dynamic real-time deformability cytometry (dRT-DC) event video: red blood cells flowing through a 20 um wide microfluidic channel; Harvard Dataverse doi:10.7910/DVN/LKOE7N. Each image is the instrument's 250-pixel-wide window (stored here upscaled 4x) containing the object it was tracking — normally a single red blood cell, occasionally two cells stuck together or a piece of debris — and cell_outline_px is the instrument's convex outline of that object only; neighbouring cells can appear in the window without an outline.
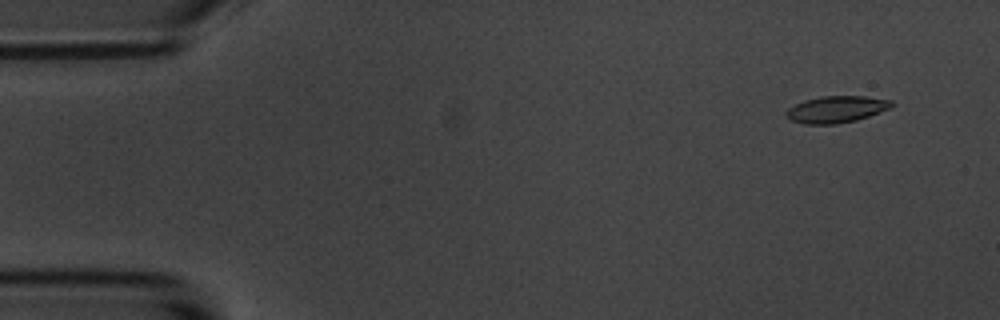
{"species": "common noctule bat (a hibernating species)", "species_latin": "Nyctalus noctula", "temperature_condition": "room temperature", "stored_images_in_passage": 55, "camera_frame_rate_fps": 3000, "um_per_image_px": 0.085, "animal": {"sex": "male", "body_mass_g": 20.1, "forearm_length_mm": 53.5}, "frame": {"image": 1, "passage_image": 4, "time_ms": 1.0, "image_size_px": [1000, 320], "cell_outline_px": [[892, 108], [856, 120], [836, 124], [804, 124], [792, 120], [784, 116], [784, 112], [788, 108], [804, 100], [820, 96], [864, 96], [892, 100]], "centroid_in_image_um": [71.07, 9.29], "position_along_channel_um": 13.9, "area_um2": 16.47}}
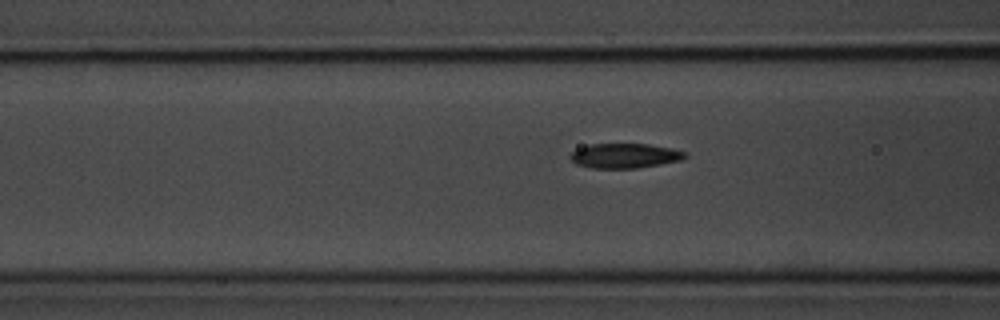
{"frame": {"image": 2, "passage_image": 21, "time_ms": 6.667, "image_size_px": [1000, 320], "cell_outline_px": [[688, 156], [680, 160], [660, 164], [636, 168], [592, 168], [576, 164], [568, 156], [572, 152], [580, 148], [592, 144], [648, 144], [672, 148], [688, 152]], "centroid_in_image_um": [53.13, 13.24], "position_along_channel_um": 113.5, "area_um2": 16.47}}
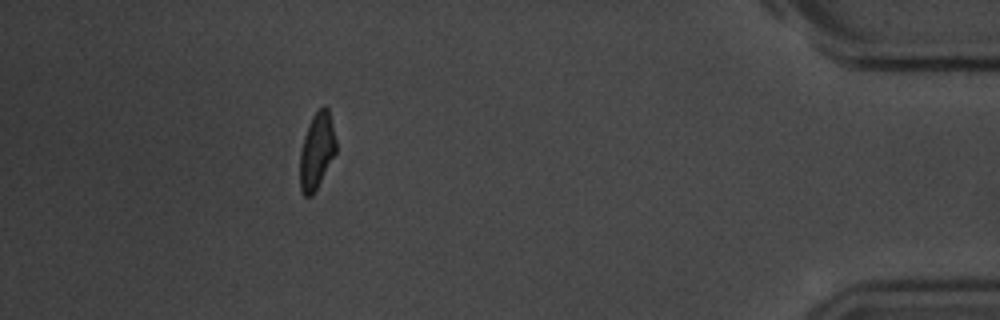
{"frame": {"image": 3, "passage_image": 50, "time_ms": 16.333, "image_size_px": [1000, 320], "cell_outline_px": [[336, 152], [312, 196], [304, 196], [300, 188], [300, 152], [304, 136], [308, 124], [312, 116], [324, 104], [328, 108], [336, 140]], "centroid_in_image_um": [26.91, 12.81], "position_along_channel_um": 408.3, "area_um2": 15.9}, "authors_computed_cell_mechanics": {"area_um2": 16.473, "velocity_mm_per_s": 3.6101, "shape_relaxation_time_tau1_ms": 3.262, "shape_relaxation_time_tau2_ms": 3.9163, "deformation_change_tau1": 0.1372, "deformation_change_tau2": 0.0812}}